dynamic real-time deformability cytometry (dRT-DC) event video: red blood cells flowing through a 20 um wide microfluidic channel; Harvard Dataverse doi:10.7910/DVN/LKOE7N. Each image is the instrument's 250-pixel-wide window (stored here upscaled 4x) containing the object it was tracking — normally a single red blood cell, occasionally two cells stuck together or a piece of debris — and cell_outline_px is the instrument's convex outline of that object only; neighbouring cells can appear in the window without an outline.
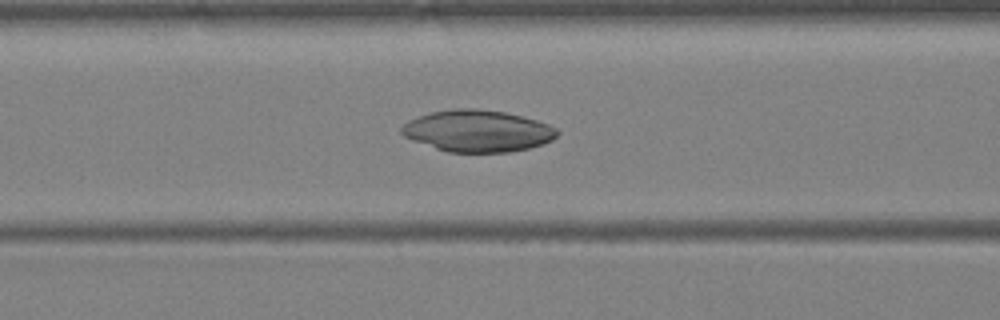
{"species": "Egyptian fruit bat (a non-hibernating species)", "species_latin": "Rousettus aegyptiacus", "temperature_condition": "warm", "stored_images_in_passage": 27, "camera_frame_rate_fps": 3000, "um_per_image_px": 0.085, "animal": {"sex": "female"}, "frame": {"image": 1, "passage_image": 4, "time_ms": 1.0, "image_size_px": [1000, 320], "cell_outline_px": [[560, 132], [552, 140], [544, 144], [512, 152], [448, 152], [412, 140], [404, 136], [400, 132], [400, 128], [404, 124], [420, 116], [432, 112], [456, 108], [476, 108], [504, 112], [536, 120], [548, 124], [556, 128]], "centroid_in_image_um": [40.62, 11.14], "position_along_channel_um": 126.0, "area_um2": 37.63}}
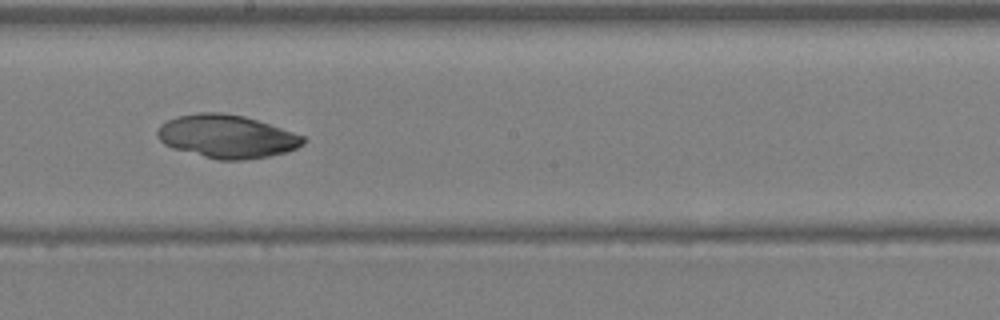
{"frame": {"image": 2, "passage_image": 10, "time_ms": 3.0, "image_size_px": [1000, 320], "cell_outline_px": [[304, 144], [288, 152], [268, 156], [240, 160], [220, 160], [172, 148], [164, 144], [156, 136], [156, 132], [160, 124], [176, 116], [200, 112], [220, 112], [244, 116], [304, 136]], "centroid_in_image_um": [19.24, 11.59], "position_along_channel_um": 229.0, "area_um2": 36.47}}
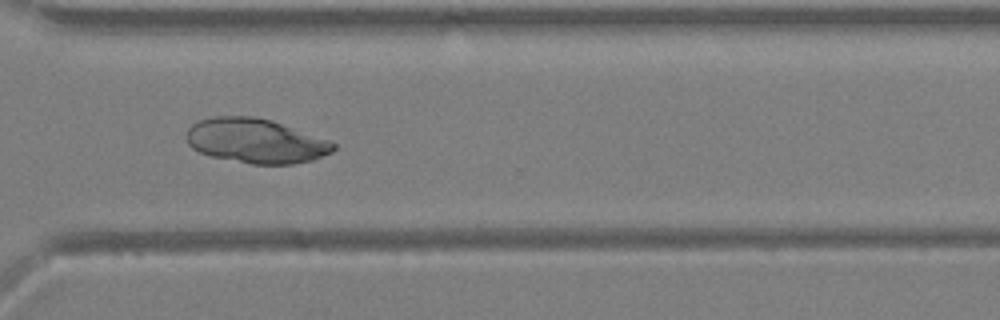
{"frame": {"image": 3, "passage_image": 17, "time_ms": 5.333, "image_size_px": [1000, 320], "cell_outline_px": [[336, 148], [332, 152], [312, 160], [292, 164], [252, 164], [212, 156], [200, 152], [192, 148], [188, 144], [188, 128], [192, 124], [200, 120], [216, 116], [256, 116], [328, 140], [336, 144]], "centroid_in_image_um": [21.72, 11.98], "position_along_channel_um": 348.9, "area_um2": 37.51}}